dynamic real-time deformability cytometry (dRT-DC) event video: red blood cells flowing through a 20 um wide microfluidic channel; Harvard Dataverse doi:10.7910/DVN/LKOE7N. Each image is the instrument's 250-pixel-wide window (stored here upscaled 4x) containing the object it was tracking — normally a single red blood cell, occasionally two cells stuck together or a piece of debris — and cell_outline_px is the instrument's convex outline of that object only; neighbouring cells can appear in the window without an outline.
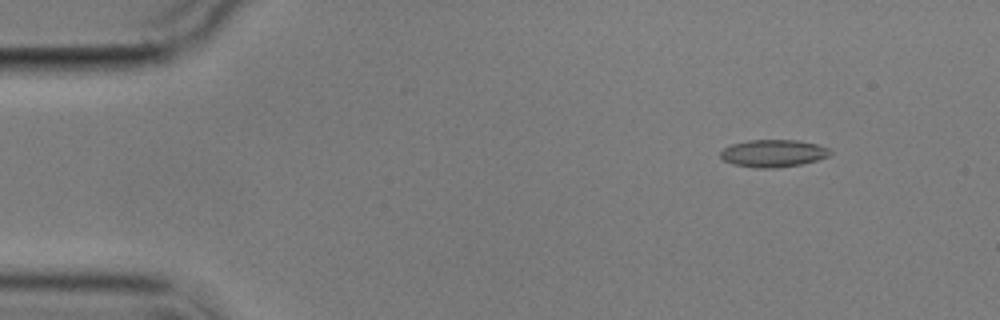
{"species": "common noctule bat (a hibernating species)", "species_latin": "Nyctalus noctula", "temperature_condition": "cold", "stored_images_in_passage": 4, "camera_frame_rate_fps": 3000, "um_per_image_px": 0.085, "animal": {"sex": "male", "body_mass_g": 17.9}, "frame": {"image": 1, "passage_image": 2, "time_ms": 1.667, "image_size_px": [1000, 320], "cell_outline_px": [[832, 152], [828, 156], [816, 160], [800, 164], [776, 168], [756, 168], [732, 164], [724, 160], [720, 156], [720, 152], [724, 148], [732, 144], [748, 140], [800, 140], [820, 144], [828, 148]], "centroid_in_image_um": [65.73, 13.02], "position_along_channel_um": 19.3, "area_um2": 17.57}}
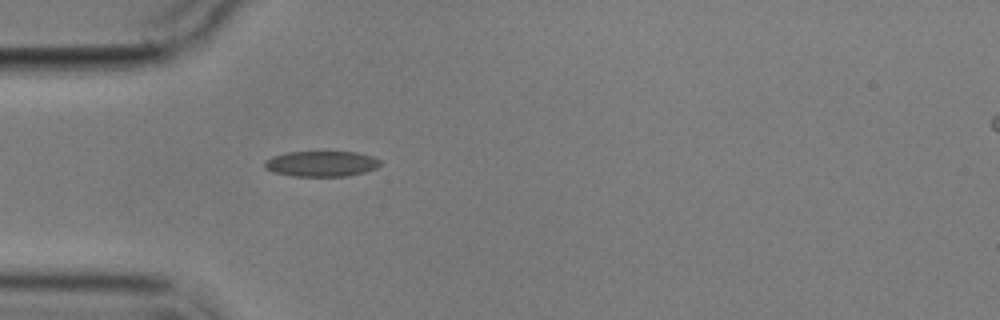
{"frame": {"image": 2, "passage_image": 4, "time_ms": 5.0, "image_size_px": [1000, 320], "cell_outline_px": [[380, 164], [376, 168], [364, 172], [348, 176], [292, 176], [276, 172], [264, 168], [264, 160], [272, 156], [288, 152], [356, 152], [372, 156], [380, 160]], "centroid_in_image_um": [27.3, 13.91], "position_along_channel_um": 57.7, "area_um2": 17.17}}